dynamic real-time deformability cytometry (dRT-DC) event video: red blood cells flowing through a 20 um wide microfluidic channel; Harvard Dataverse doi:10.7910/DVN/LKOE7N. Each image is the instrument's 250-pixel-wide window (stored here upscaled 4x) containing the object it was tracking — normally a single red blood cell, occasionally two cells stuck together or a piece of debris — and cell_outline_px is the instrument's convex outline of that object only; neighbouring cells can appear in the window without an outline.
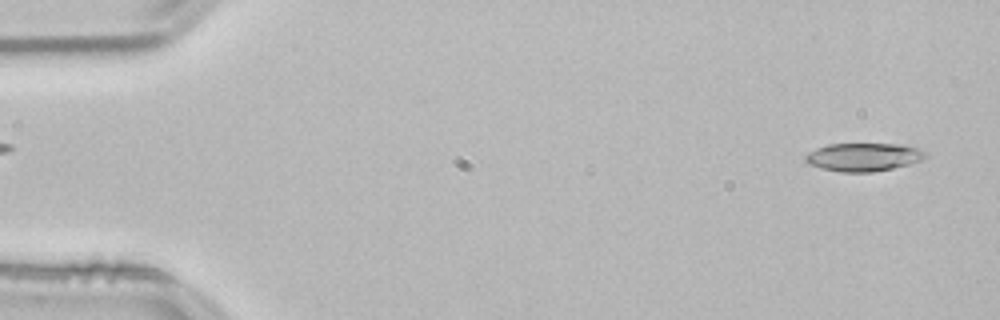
{"species": "common noctule bat (a hibernating species)", "species_latin": "Nyctalus noctula", "temperature_condition": "room temperature", "stored_images_in_passage": 52, "camera_frame_rate_fps": 3000, "um_per_image_px": 0.085, "animal": {"sex": "male", "body_mass_g": 21.5, "forearm_length_mm": 52.0}, "frame": {"image": 1, "passage_image": 2, "time_ms": 0.333, "image_size_px": [1000, 320], "cell_outline_px": [[928, 156], [924, 160], [892, 168], [872, 172], [840, 172], [820, 168], [808, 164], [804, 160], [804, 156], [808, 152], [816, 148], [828, 144], [904, 144], [920, 148], [928, 152]], "centroid_in_image_um": [73.42, 13.34], "position_along_channel_um": 11.6, "area_um2": 20.06}}
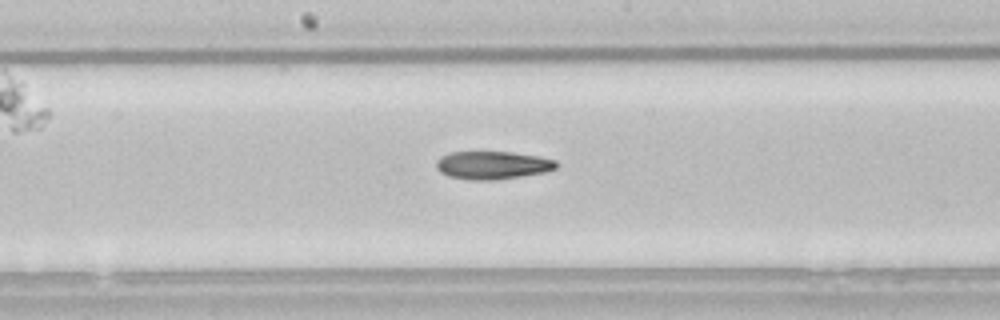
{"frame": {"image": 2, "passage_image": 27, "time_ms": 8.667, "image_size_px": [1000, 320], "cell_outline_px": [[560, 164], [556, 168], [544, 172], [496, 180], [472, 180], [448, 176], [440, 172], [436, 168], [436, 160], [440, 156], [452, 152], [512, 152], [540, 156], [556, 160]], "centroid_in_image_um": [41.87, 14.03], "position_along_channel_um": 206.3, "area_um2": 19.71}}
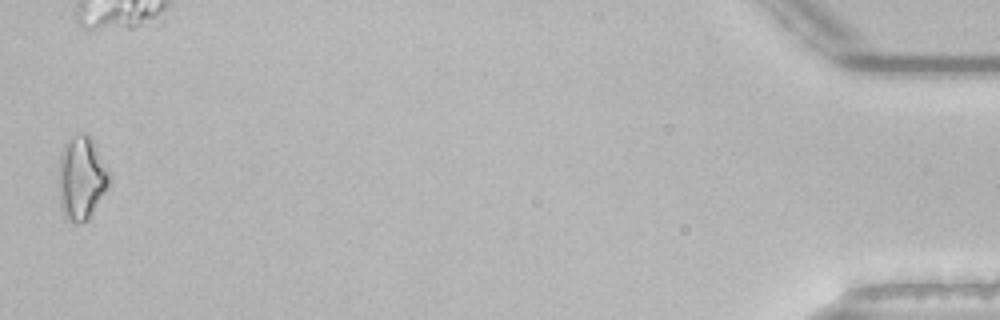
{"frame": {"image": 3, "passage_image": 52, "time_ms": 17.0, "image_size_px": [1000, 320], "cell_outline_px": [[108, 184], [104, 192], [88, 220], [80, 224], [76, 224], [68, 220], [64, 216], [60, 208], [60, 156], [64, 144], [68, 136], [84, 132], [92, 140], [108, 172]], "centroid_in_image_um": [6.88, 15.15], "position_along_channel_um": 428.3, "area_um2": 24.04}}